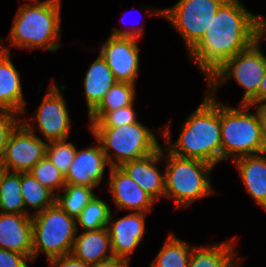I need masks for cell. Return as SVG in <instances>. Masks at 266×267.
<instances>
[{
    "instance_id": "6da1fadb",
    "label": "cell",
    "mask_w": 266,
    "mask_h": 267,
    "mask_svg": "<svg viewBox=\"0 0 266 267\" xmlns=\"http://www.w3.org/2000/svg\"><path fill=\"white\" fill-rule=\"evenodd\" d=\"M256 40L257 15L240 0H226L188 55L207 81L226 60L248 49Z\"/></svg>"
},
{
    "instance_id": "7a4b0ae2",
    "label": "cell",
    "mask_w": 266,
    "mask_h": 267,
    "mask_svg": "<svg viewBox=\"0 0 266 267\" xmlns=\"http://www.w3.org/2000/svg\"><path fill=\"white\" fill-rule=\"evenodd\" d=\"M170 123L159 129L165 148L183 158H195L216 166L221 162L220 101L209 92L183 122L179 138L171 141ZM172 142V143H171Z\"/></svg>"
},
{
    "instance_id": "3957f363",
    "label": "cell",
    "mask_w": 266,
    "mask_h": 267,
    "mask_svg": "<svg viewBox=\"0 0 266 267\" xmlns=\"http://www.w3.org/2000/svg\"><path fill=\"white\" fill-rule=\"evenodd\" d=\"M27 1L18 8L7 41L30 54L38 48L56 53L61 40V0Z\"/></svg>"
},
{
    "instance_id": "277c9868",
    "label": "cell",
    "mask_w": 266,
    "mask_h": 267,
    "mask_svg": "<svg viewBox=\"0 0 266 267\" xmlns=\"http://www.w3.org/2000/svg\"><path fill=\"white\" fill-rule=\"evenodd\" d=\"M163 158L167 159L164 166V198L174 200L175 209L185 208L203 197L216 193L210 179L215 167L212 164L195 158L176 156L165 147Z\"/></svg>"
},
{
    "instance_id": "5b68a950",
    "label": "cell",
    "mask_w": 266,
    "mask_h": 267,
    "mask_svg": "<svg viewBox=\"0 0 266 267\" xmlns=\"http://www.w3.org/2000/svg\"><path fill=\"white\" fill-rule=\"evenodd\" d=\"M251 105L233 108L220 102L221 162L266 152L261 126Z\"/></svg>"
},
{
    "instance_id": "8992f818",
    "label": "cell",
    "mask_w": 266,
    "mask_h": 267,
    "mask_svg": "<svg viewBox=\"0 0 266 267\" xmlns=\"http://www.w3.org/2000/svg\"><path fill=\"white\" fill-rule=\"evenodd\" d=\"M89 129L100 142L111 167L144 158L161 147L155 133L139 121L119 127Z\"/></svg>"
},
{
    "instance_id": "52a82bcc",
    "label": "cell",
    "mask_w": 266,
    "mask_h": 267,
    "mask_svg": "<svg viewBox=\"0 0 266 267\" xmlns=\"http://www.w3.org/2000/svg\"><path fill=\"white\" fill-rule=\"evenodd\" d=\"M32 218V261L44 253L47 262L70 254L78 234L76 220L56 202Z\"/></svg>"
},
{
    "instance_id": "ba28073f",
    "label": "cell",
    "mask_w": 266,
    "mask_h": 267,
    "mask_svg": "<svg viewBox=\"0 0 266 267\" xmlns=\"http://www.w3.org/2000/svg\"><path fill=\"white\" fill-rule=\"evenodd\" d=\"M260 45L256 40L248 49L226 60L207 79L209 93L215 95L220 86L233 78L245 91L239 104L258 103L259 86L266 68V56Z\"/></svg>"
},
{
    "instance_id": "9c48e42d",
    "label": "cell",
    "mask_w": 266,
    "mask_h": 267,
    "mask_svg": "<svg viewBox=\"0 0 266 267\" xmlns=\"http://www.w3.org/2000/svg\"><path fill=\"white\" fill-rule=\"evenodd\" d=\"M226 0H179L174 6L150 10V16L170 21L189 52L204 36L213 16Z\"/></svg>"
},
{
    "instance_id": "30bf717a",
    "label": "cell",
    "mask_w": 266,
    "mask_h": 267,
    "mask_svg": "<svg viewBox=\"0 0 266 267\" xmlns=\"http://www.w3.org/2000/svg\"><path fill=\"white\" fill-rule=\"evenodd\" d=\"M143 32L140 26L125 30L113 27L112 34L100 46V55L117 82L135 84L140 67L138 42H141Z\"/></svg>"
},
{
    "instance_id": "8fae6325",
    "label": "cell",
    "mask_w": 266,
    "mask_h": 267,
    "mask_svg": "<svg viewBox=\"0 0 266 267\" xmlns=\"http://www.w3.org/2000/svg\"><path fill=\"white\" fill-rule=\"evenodd\" d=\"M50 84L32 118H27L28 120L26 118L21 119V122L31 132L36 134L38 130L47 143L68 139L72 127L67 104L61 93L66 88V85L57 87L54 80ZM30 119L37 123L36 129L33 124L28 122Z\"/></svg>"
},
{
    "instance_id": "7c38bea8",
    "label": "cell",
    "mask_w": 266,
    "mask_h": 267,
    "mask_svg": "<svg viewBox=\"0 0 266 267\" xmlns=\"http://www.w3.org/2000/svg\"><path fill=\"white\" fill-rule=\"evenodd\" d=\"M47 144L21 122L10 135L1 165L9 172H29L46 156Z\"/></svg>"
},
{
    "instance_id": "4fadbf2b",
    "label": "cell",
    "mask_w": 266,
    "mask_h": 267,
    "mask_svg": "<svg viewBox=\"0 0 266 267\" xmlns=\"http://www.w3.org/2000/svg\"><path fill=\"white\" fill-rule=\"evenodd\" d=\"M144 212H130L128 215L112 219V211L107 224L113 256L130 260L131 253L142 244L146 229Z\"/></svg>"
},
{
    "instance_id": "5bb4252c",
    "label": "cell",
    "mask_w": 266,
    "mask_h": 267,
    "mask_svg": "<svg viewBox=\"0 0 266 267\" xmlns=\"http://www.w3.org/2000/svg\"><path fill=\"white\" fill-rule=\"evenodd\" d=\"M97 145L76 150V154L67 174L66 184L97 188L103 181L105 168L110 164L103 152L100 142L95 138Z\"/></svg>"
},
{
    "instance_id": "9a60e30c",
    "label": "cell",
    "mask_w": 266,
    "mask_h": 267,
    "mask_svg": "<svg viewBox=\"0 0 266 267\" xmlns=\"http://www.w3.org/2000/svg\"><path fill=\"white\" fill-rule=\"evenodd\" d=\"M107 180L109 192L119 210L149 213L155 200L145 192L121 167H110Z\"/></svg>"
},
{
    "instance_id": "2e32d148",
    "label": "cell",
    "mask_w": 266,
    "mask_h": 267,
    "mask_svg": "<svg viewBox=\"0 0 266 267\" xmlns=\"http://www.w3.org/2000/svg\"><path fill=\"white\" fill-rule=\"evenodd\" d=\"M0 112L24 115L26 100L22 92L21 76L12 62V52L0 37Z\"/></svg>"
},
{
    "instance_id": "e0dca14e",
    "label": "cell",
    "mask_w": 266,
    "mask_h": 267,
    "mask_svg": "<svg viewBox=\"0 0 266 267\" xmlns=\"http://www.w3.org/2000/svg\"><path fill=\"white\" fill-rule=\"evenodd\" d=\"M163 159L162 146L153 154L138 160L127 161L120 167L155 201L165 194V172L161 173L158 163Z\"/></svg>"
},
{
    "instance_id": "ac0fdd59",
    "label": "cell",
    "mask_w": 266,
    "mask_h": 267,
    "mask_svg": "<svg viewBox=\"0 0 266 267\" xmlns=\"http://www.w3.org/2000/svg\"><path fill=\"white\" fill-rule=\"evenodd\" d=\"M0 248L24 254L32 260L31 215L0 213Z\"/></svg>"
},
{
    "instance_id": "d6986e66",
    "label": "cell",
    "mask_w": 266,
    "mask_h": 267,
    "mask_svg": "<svg viewBox=\"0 0 266 267\" xmlns=\"http://www.w3.org/2000/svg\"><path fill=\"white\" fill-rule=\"evenodd\" d=\"M233 164L247 193L266 211V152L240 157Z\"/></svg>"
},
{
    "instance_id": "ffe728a7",
    "label": "cell",
    "mask_w": 266,
    "mask_h": 267,
    "mask_svg": "<svg viewBox=\"0 0 266 267\" xmlns=\"http://www.w3.org/2000/svg\"><path fill=\"white\" fill-rule=\"evenodd\" d=\"M71 254L92 266L113 257L107 227L91 231H77Z\"/></svg>"
},
{
    "instance_id": "44dd1931",
    "label": "cell",
    "mask_w": 266,
    "mask_h": 267,
    "mask_svg": "<svg viewBox=\"0 0 266 267\" xmlns=\"http://www.w3.org/2000/svg\"><path fill=\"white\" fill-rule=\"evenodd\" d=\"M235 236L221 243L191 247L188 267H240Z\"/></svg>"
},
{
    "instance_id": "7402d4cb",
    "label": "cell",
    "mask_w": 266,
    "mask_h": 267,
    "mask_svg": "<svg viewBox=\"0 0 266 267\" xmlns=\"http://www.w3.org/2000/svg\"><path fill=\"white\" fill-rule=\"evenodd\" d=\"M83 82V94L86 97L89 115L117 81L106 61L99 54L86 71Z\"/></svg>"
},
{
    "instance_id": "603a6c76",
    "label": "cell",
    "mask_w": 266,
    "mask_h": 267,
    "mask_svg": "<svg viewBox=\"0 0 266 267\" xmlns=\"http://www.w3.org/2000/svg\"><path fill=\"white\" fill-rule=\"evenodd\" d=\"M21 193L25 210L31 216L52 206L56 199V195L37 181L30 172H21ZM27 207L36 212L30 213Z\"/></svg>"
},
{
    "instance_id": "cb8c5ba5",
    "label": "cell",
    "mask_w": 266,
    "mask_h": 267,
    "mask_svg": "<svg viewBox=\"0 0 266 267\" xmlns=\"http://www.w3.org/2000/svg\"><path fill=\"white\" fill-rule=\"evenodd\" d=\"M0 213L29 215L21 193V172L3 173L0 181Z\"/></svg>"
},
{
    "instance_id": "d4e9b609",
    "label": "cell",
    "mask_w": 266,
    "mask_h": 267,
    "mask_svg": "<svg viewBox=\"0 0 266 267\" xmlns=\"http://www.w3.org/2000/svg\"><path fill=\"white\" fill-rule=\"evenodd\" d=\"M192 246L170 233L150 267H188Z\"/></svg>"
},
{
    "instance_id": "484cf974",
    "label": "cell",
    "mask_w": 266,
    "mask_h": 267,
    "mask_svg": "<svg viewBox=\"0 0 266 267\" xmlns=\"http://www.w3.org/2000/svg\"><path fill=\"white\" fill-rule=\"evenodd\" d=\"M62 191L63 194H61ZM62 191L56 195L55 202L75 220L96 195L94 188L81 185L66 184Z\"/></svg>"
},
{
    "instance_id": "4316f807",
    "label": "cell",
    "mask_w": 266,
    "mask_h": 267,
    "mask_svg": "<svg viewBox=\"0 0 266 267\" xmlns=\"http://www.w3.org/2000/svg\"><path fill=\"white\" fill-rule=\"evenodd\" d=\"M110 214L111 208L109 204L95 195L76 219L77 230L91 231L105 228L107 227Z\"/></svg>"
},
{
    "instance_id": "83f0119b",
    "label": "cell",
    "mask_w": 266,
    "mask_h": 267,
    "mask_svg": "<svg viewBox=\"0 0 266 267\" xmlns=\"http://www.w3.org/2000/svg\"><path fill=\"white\" fill-rule=\"evenodd\" d=\"M135 84L116 82L91 113H108L135 102Z\"/></svg>"
},
{
    "instance_id": "f1b7e54d",
    "label": "cell",
    "mask_w": 266,
    "mask_h": 267,
    "mask_svg": "<svg viewBox=\"0 0 266 267\" xmlns=\"http://www.w3.org/2000/svg\"><path fill=\"white\" fill-rule=\"evenodd\" d=\"M137 113L134 103L127 107H121L108 113H90L89 127H119L125 124L137 122Z\"/></svg>"
},
{
    "instance_id": "f546056e",
    "label": "cell",
    "mask_w": 266,
    "mask_h": 267,
    "mask_svg": "<svg viewBox=\"0 0 266 267\" xmlns=\"http://www.w3.org/2000/svg\"><path fill=\"white\" fill-rule=\"evenodd\" d=\"M42 185L57 195L66 185L65 176L45 156L30 171Z\"/></svg>"
},
{
    "instance_id": "4dcf8cb0",
    "label": "cell",
    "mask_w": 266,
    "mask_h": 267,
    "mask_svg": "<svg viewBox=\"0 0 266 267\" xmlns=\"http://www.w3.org/2000/svg\"><path fill=\"white\" fill-rule=\"evenodd\" d=\"M68 139L52 141L47 144L46 157L65 176L72 164L77 147Z\"/></svg>"
},
{
    "instance_id": "1f68e13d",
    "label": "cell",
    "mask_w": 266,
    "mask_h": 267,
    "mask_svg": "<svg viewBox=\"0 0 266 267\" xmlns=\"http://www.w3.org/2000/svg\"><path fill=\"white\" fill-rule=\"evenodd\" d=\"M18 116L20 115L13 112H0V164L11 133L21 123V118Z\"/></svg>"
},
{
    "instance_id": "d6a6232c",
    "label": "cell",
    "mask_w": 266,
    "mask_h": 267,
    "mask_svg": "<svg viewBox=\"0 0 266 267\" xmlns=\"http://www.w3.org/2000/svg\"><path fill=\"white\" fill-rule=\"evenodd\" d=\"M32 260L24 255L0 248V267H29Z\"/></svg>"
},
{
    "instance_id": "836d02e7",
    "label": "cell",
    "mask_w": 266,
    "mask_h": 267,
    "mask_svg": "<svg viewBox=\"0 0 266 267\" xmlns=\"http://www.w3.org/2000/svg\"><path fill=\"white\" fill-rule=\"evenodd\" d=\"M48 265L50 267H91L74 257L71 253L52 259Z\"/></svg>"
},
{
    "instance_id": "e575fe53",
    "label": "cell",
    "mask_w": 266,
    "mask_h": 267,
    "mask_svg": "<svg viewBox=\"0 0 266 267\" xmlns=\"http://www.w3.org/2000/svg\"><path fill=\"white\" fill-rule=\"evenodd\" d=\"M256 107V108H255ZM251 108L256 109L259 118L263 141L266 147V101H262L251 105Z\"/></svg>"
},
{
    "instance_id": "d590c367",
    "label": "cell",
    "mask_w": 266,
    "mask_h": 267,
    "mask_svg": "<svg viewBox=\"0 0 266 267\" xmlns=\"http://www.w3.org/2000/svg\"><path fill=\"white\" fill-rule=\"evenodd\" d=\"M129 266H130V260L113 256L109 259L99 262L98 264L92 265L91 267H129Z\"/></svg>"
},
{
    "instance_id": "8d00e7d4",
    "label": "cell",
    "mask_w": 266,
    "mask_h": 267,
    "mask_svg": "<svg viewBox=\"0 0 266 267\" xmlns=\"http://www.w3.org/2000/svg\"><path fill=\"white\" fill-rule=\"evenodd\" d=\"M266 36V17L257 15V40L261 42Z\"/></svg>"
},
{
    "instance_id": "74e56055",
    "label": "cell",
    "mask_w": 266,
    "mask_h": 267,
    "mask_svg": "<svg viewBox=\"0 0 266 267\" xmlns=\"http://www.w3.org/2000/svg\"><path fill=\"white\" fill-rule=\"evenodd\" d=\"M262 101H266V68L258 91V103Z\"/></svg>"
},
{
    "instance_id": "f35d334b",
    "label": "cell",
    "mask_w": 266,
    "mask_h": 267,
    "mask_svg": "<svg viewBox=\"0 0 266 267\" xmlns=\"http://www.w3.org/2000/svg\"><path fill=\"white\" fill-rule=\"evenodd\" d=\"M5 168L0 164V181H1V178L3 176V173L5 172Z\"/></svg>"
}]
</instances>
